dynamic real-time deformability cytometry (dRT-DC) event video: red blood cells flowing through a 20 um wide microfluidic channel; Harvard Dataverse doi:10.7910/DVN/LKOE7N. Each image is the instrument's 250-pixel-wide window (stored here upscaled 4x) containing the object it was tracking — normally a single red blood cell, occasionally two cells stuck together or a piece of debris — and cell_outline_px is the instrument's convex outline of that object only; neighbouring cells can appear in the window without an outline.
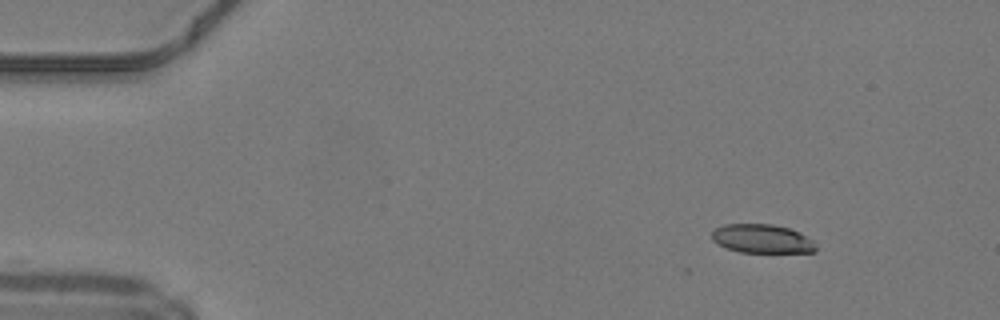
{"species": "common noctule bat (a hibernating species)", "species_latin": "Nyctalus noctula", "temperature_condition": "warm", "stored_images_in_passage": 39, "camera_frame_rate_fps": 3000, "um_per_image_px": 0.085, "animal": {"sex": "male", "body_mass_g": 19.2, "forearm_length_mm": 51.8}, "frame": {"image": 1, "passage_image": 1, "time_ms": 0.0, "image_size_px": [1000, 320], "cell_outline_px": [[816, 252], [740, 252], [728, 248], [712, 240], [712, 232], [716, 228], [724, 224], [772, 224], [788, 228], [800, 232], [812, 240], [816, 248]], "centroid_in_image_um": [64.78, 20.28], "position_along_channel_um": 20.2, "area_um2": 17.28}}
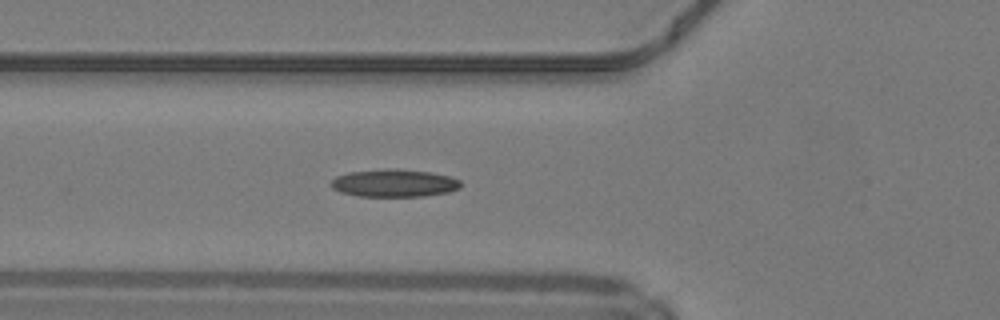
{"frame": {"image": 2, "passage_image": 13, "time_ms": 4.0, "image_size_px": [1000, 320], "cell_outline_px": [[460, 188], [448, 192], [424, 196], [356, 196], [340, 192], [332, 188], [328, 184], [336, 176], [348, 172], [428, 172], [448, 176], [460, 180]], "centroid_in_image_um": [33.47, 15.63], "position_along_channel_um": 92.3, "area_um2": 19.71}}
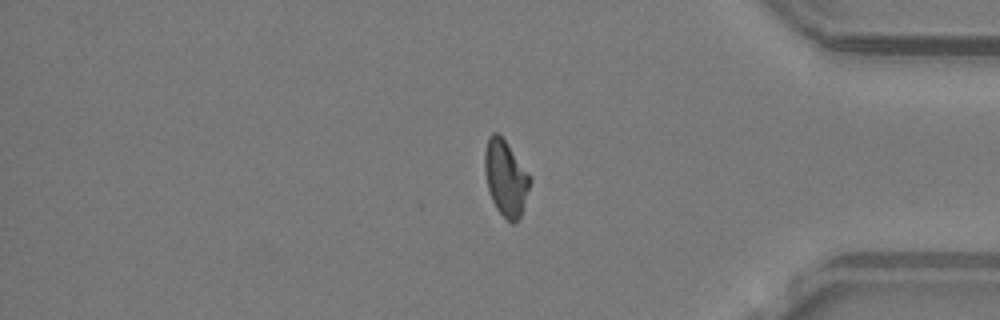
{"frame": {"image": 3, "passage_image": 36, "time_ms": 11.667, "image_size_px": [1000, 320], "cell_outline_px": [[532, 180], [520, 216], [512, 224], [496, 208], [492, 200], [488, 188], [484, 172], [484, 152], [488, 136], [492, 132], [496, 132], [504, 140], [532, 176]], "centroid_in_image_um": [42.98, 15.1], "position_along_channel_um": 392.2, "area_um2": 19.88}, "authors_computed_cell_mechanics": {"area_um2": 19.7098, "velocity_mm_per_s": 4.2151, "shape_relaxation_time_tau1_ms": null, "shape_relaxation_time_tau2_ms": 4.327, "deformation_change_tau1": null, "deformation_change_tau2": 0.129}}